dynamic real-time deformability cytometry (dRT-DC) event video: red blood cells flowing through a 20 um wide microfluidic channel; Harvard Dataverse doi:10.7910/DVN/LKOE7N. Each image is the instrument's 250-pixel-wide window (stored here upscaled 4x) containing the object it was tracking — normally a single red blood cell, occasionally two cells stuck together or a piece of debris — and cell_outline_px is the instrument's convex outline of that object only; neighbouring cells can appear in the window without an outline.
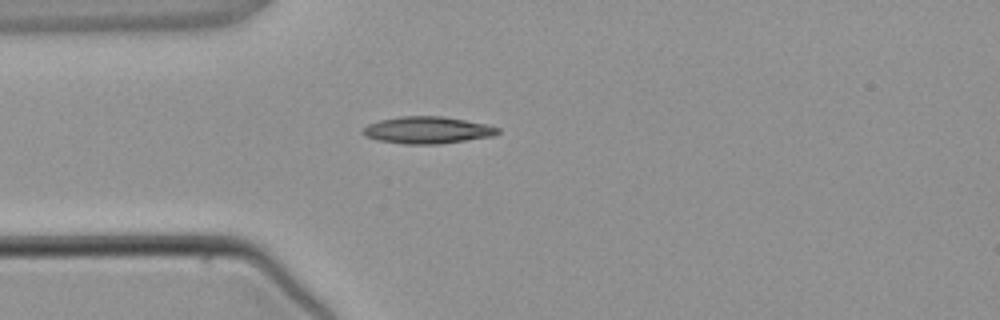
{"species": "common noctule bat (a hibernating species)", "species_latin": "Nyctalus noctula", "temperature_condition": "warm", "stored_images_in_passage": 2, "camera_frame_rate_fps": 3000, "um_per_image_px": 0.085, "animal": {"sex": "male", "body_mass_g": 21.5, "forearm_length_mm": 52.0}, "frame": {"image": 1, "passage_image": 2, "time_ms": 1.333, "image_size_px": [1000, 320], "cell_outline_px": [[500, 132], [492, 136], [440, 144], [404, 144], [380, 140], [364, 136], [360, 132], [368, 124], [380, 120], [400, 116], [444, 116], [488, 124], [500, 128]], "centroid_in_image_um": [36.34, 11.05], "position_along_channel_um": 48.7, "area_um2": 21.27}}